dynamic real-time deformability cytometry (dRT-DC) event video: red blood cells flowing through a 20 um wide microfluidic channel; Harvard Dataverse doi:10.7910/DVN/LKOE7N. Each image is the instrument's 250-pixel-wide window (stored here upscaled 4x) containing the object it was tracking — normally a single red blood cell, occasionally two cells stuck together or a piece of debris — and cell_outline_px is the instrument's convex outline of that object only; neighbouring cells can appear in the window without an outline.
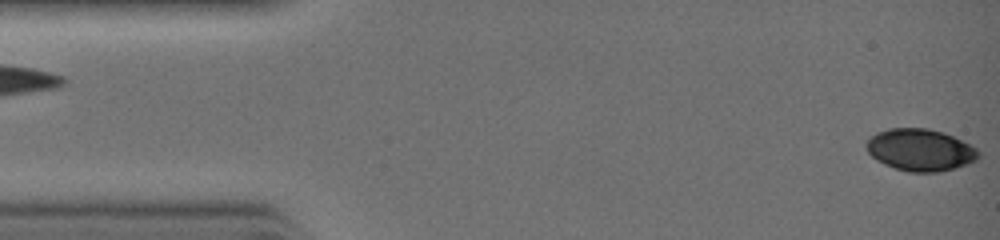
{"species": "common noctule bat (a hibernating species)", "species_latin": "Nyctalus noctula", "temperature_condition": "warm", "stored_images_in_passage": 33, "camera_frame_rate_fps": 3000, "um_per_image_px": 0.085, "animal": {"sex": "female", "body_mass_g": 19.0, "forearm_length_mm": 51.5}, "frame": {"image": 1, "passage_image": 1, "time_ms": 0.0, "image_size_px": [1000, 240], "cell_outline_px": [[980, 156], [976, 160], [956, 168], [936, 172], [908, 172], [884, 164], [876, 160], [868, 152], [864, 144], [876, 132], [888, 128], [928, 128], [944, 132], [976, 148], [980, 152]], "centroid_in_image_um": [78.2, 12.74], "position_along_channel_um": 6.8, "area_um2": 27.46}}
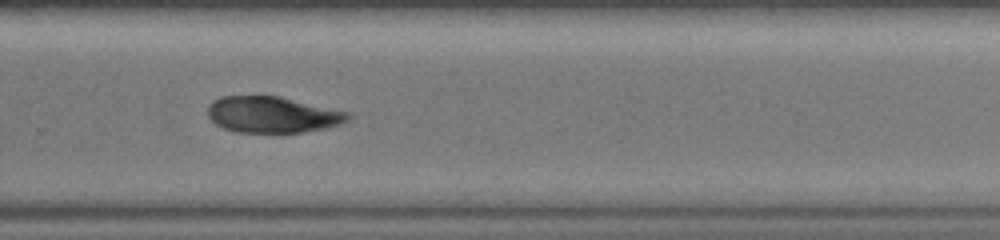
{"frame": {"image": 2, "passage_image": 22, "time_ms": 7.0, "image_size_px": [1000, 240], "cell_outline_px": [[352, 116], [348, 120], [340, 124], [324, 128], [300, 132], [236, 132], [224, 128], [216, 124], [208, 116], [208, 104], [212, 100], [220, 96], [280, 96], [352, 112]], "centroid_in_image_um": [23.18, 9.73], "position_along_channel_um": 306.6, "area_um2": 29.77}}
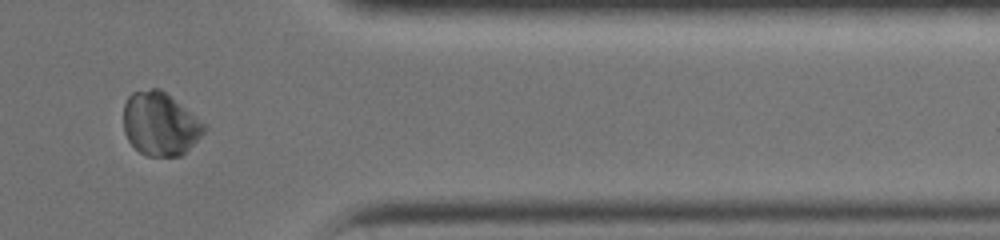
{"frame": {"image": 3, "passage_image": 27, "time_ms": 8.667, "image_size_px": [1000, 240], "cell_outline_px": [[208, 128], [180, 156], [148, 156], [140, 152], [128, 140], [124, 132], [124, 104], [128, 96], [132, 92], [152, 88], [160, 88], [208, 124]], "centroid_in_image_um": [13.62, 10.51], "position_along_channel_um": 397.8, "area_um2": 29.82}}